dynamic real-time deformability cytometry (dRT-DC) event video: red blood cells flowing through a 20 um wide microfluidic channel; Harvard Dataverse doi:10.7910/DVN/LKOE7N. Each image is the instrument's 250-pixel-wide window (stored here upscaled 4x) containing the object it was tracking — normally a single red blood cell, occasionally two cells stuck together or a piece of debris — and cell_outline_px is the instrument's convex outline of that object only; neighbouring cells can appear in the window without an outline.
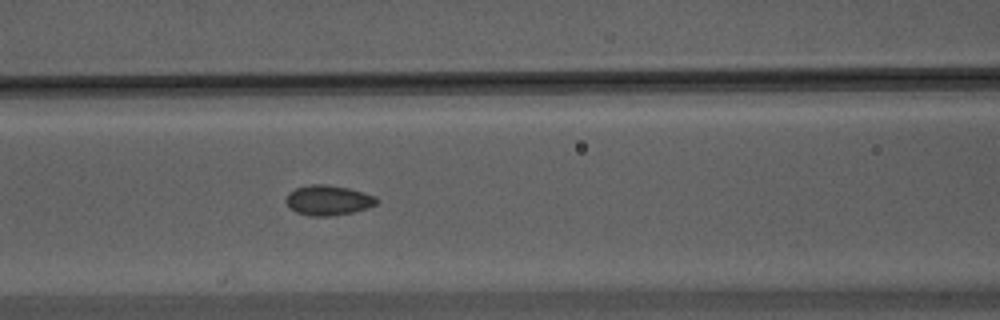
{"species": "Egyptian fruit bat (a non-hibernating species)", "species_latin": "Rousettus aegyptiacus", "temperature_condition": "warm", "stored_images_in_passage": 6, "camera_frame_rate_fps": 3000, "um_per_image_px": 0.085, "animal": {"sex": "male"}, "frame": {"image": 1, "passage_image": 6, "time_ms": 1.667, "image_size_px": [1000, 320], "cell_outline_px": [[380, 200], [376, 204], [368, 208], [352, 212], [332, 216], [308, 216], [296, 212], [284, 200], [288, 192], [296, 188], [312, 184], [324, 184], [348, 188], [372, 196]], "centroid_in_image_um": [27.86, 17.03], "position_along_channel_um": 138.7, "area_um2": 15.72}}